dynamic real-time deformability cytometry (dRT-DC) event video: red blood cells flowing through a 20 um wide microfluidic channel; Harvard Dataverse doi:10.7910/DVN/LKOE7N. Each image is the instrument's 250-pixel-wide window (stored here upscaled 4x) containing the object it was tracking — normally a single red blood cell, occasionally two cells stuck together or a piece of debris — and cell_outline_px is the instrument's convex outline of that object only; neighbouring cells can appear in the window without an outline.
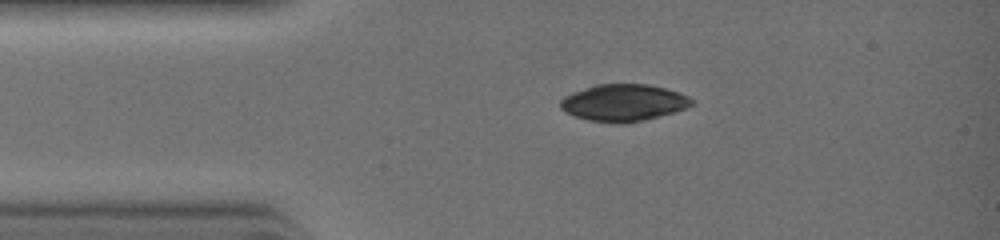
{"species": "common noctule bat (a hibernating species)", "species_latin": "Nyctalus noctula", "temperature_condition": "warm", "stored_images_in_passage": 14, "camera_frame_rate_fps": 3000, "um_per_image_px": 0.085, "animal": {"sex": "female", "body_mass_g": 19.0, "forearm_length_mm": 51.5}, "frame": {"image": 1, "passage_image": 1, "time_ms": 0.0, "image_size_px": [1000, 240], "cell_outline_px": [[692, 104], [684, 108], [672, 112], [644, 120], [628, 124], [616, 124], [588, 120], [564, 112], [560, 108], [560, 100], [564, 96], [572, 92], [596, 84], [648, 84], [664, 88], [688, 96], [692, 100]], "centroid_in_image_um": [52.94, 8.74], "position_along_channel_um": 32.1, "area_um2": 28.15}}
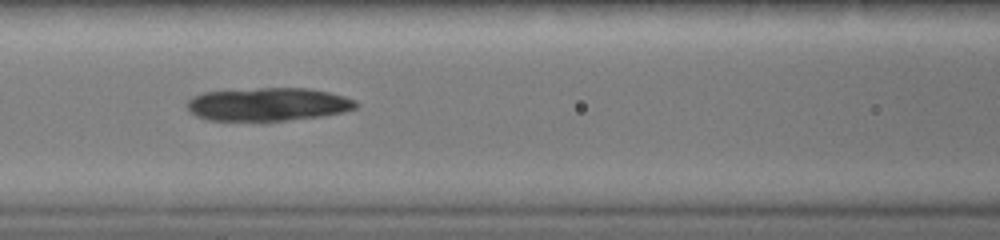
{"frame": {"image": 2, "passage_image": 8, "time_ms": 2.333, "image_size_px": [1000, 240], "cell_outline_px": [[360, 104], [356, 108], [344, 112], [320, 116], [260, 124], [208, 120], [196, 116], [184, 104], [192, 96], [204, 92], [260, 88], [308, 88], [328, 92], [344, 96], [356, 100]], "centroid_in_image_um": [22.75, 8.91], "position_along_channel_um": 143.8, "area_um2": 33.81}}